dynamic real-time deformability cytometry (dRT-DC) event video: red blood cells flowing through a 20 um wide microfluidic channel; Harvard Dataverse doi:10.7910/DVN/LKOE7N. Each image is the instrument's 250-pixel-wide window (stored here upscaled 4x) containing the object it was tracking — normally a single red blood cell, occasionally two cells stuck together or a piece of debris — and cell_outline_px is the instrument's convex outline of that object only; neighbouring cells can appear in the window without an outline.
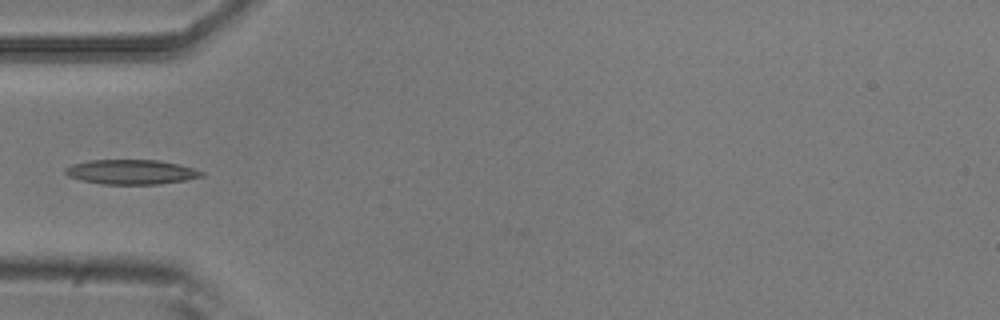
{"species": "common noctule bat (a hibernating species)", "species_latin": "Nyctalus noctula", "temperature_condition": "room temperature", "stored_images_in_passage": 6, "camera_frame_rate_fps": 3000, "um_per_image_px": 0.085, "animal": {"sex": "male", "body_mass_g": 20.5, "forearm_length_mm": 52.5}, "frame": {"image": 1, "passage_image": 4, "time_ms": 1.0, "image_size_px": [1000, 320], "cell_outline_px": [[204, 176], [184, 180], [160, 184], [100, 184], [80, 180], [68, 176], [64, 172], [64, 168], [72, 164], [88, 160], [156, 160], [176, 164], [192, 168], [204, 172]], "centroid_in_image_um": [11.09, 14.62], "position_along_channel_um": 73.9, "area_um2": 19.54}}
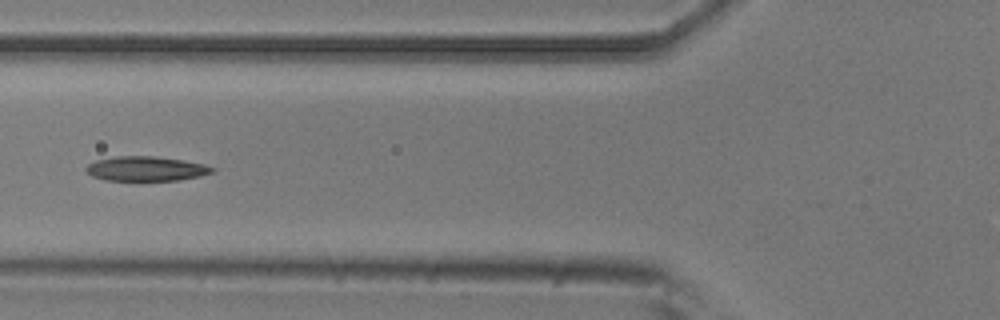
{"frame": {"image": 2, "passage_image": 5, "time_ms": 1.333, "image_size_px": [1000, 320], "cell_outline_px": [[216, 172], [200, 176], [180, 180], [108, 180], [92, 176], [84, 168], [88, 164], [96, 160], [116, 156], [152, 156], [180, 160], [204, 164], [216, 168]], "centroid_in_image_um": [12.44, 14.34], "position_along_channel_um": 113.4, "area_um2": 17.98}}
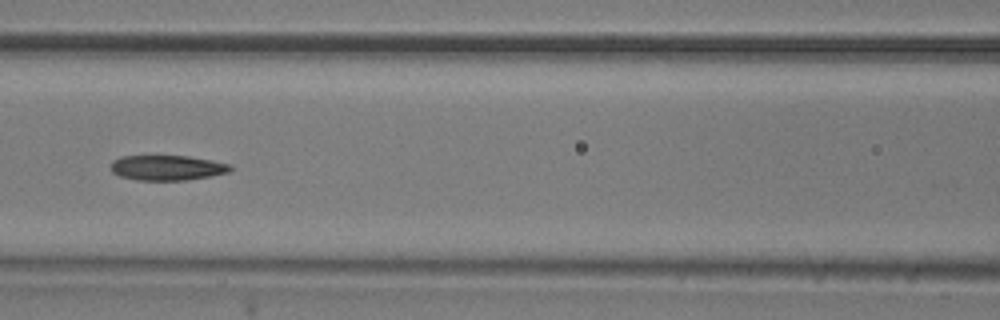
{"frame": {"image": 3, "passage_image": 6, "time_ms": 1.667, "image_size_px": [1000, 320], "cell_outline_px": [[232, 168], [228, 172], [188, 180], [136, 180], [120, 176], [112, 172], [112, 160], [120, 156], [188, 156], [212, 160], [232, 164]], "centroid_in_image_um": [14.21, 14.25], "position_along_channel_um": 152.4, "area_um2": 17.46}}